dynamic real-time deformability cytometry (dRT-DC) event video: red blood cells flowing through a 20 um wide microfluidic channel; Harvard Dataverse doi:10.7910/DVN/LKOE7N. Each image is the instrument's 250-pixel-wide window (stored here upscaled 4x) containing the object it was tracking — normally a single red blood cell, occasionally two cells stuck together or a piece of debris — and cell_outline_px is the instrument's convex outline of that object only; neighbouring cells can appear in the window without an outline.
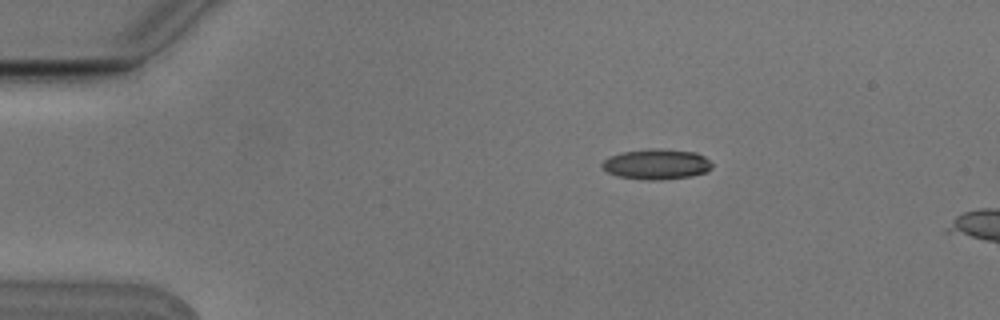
{"species": "Egyptian fruit bat (a non-hibernating species)", "species_latin": "Rousettus aegyptiacus", "temperature_condition": "cold", "stored_images_in_passage": 5, "camera_frame_rate_fps": 3000, "um_per_image_px": 0.085, "animal": {"sex": "male"}, "frame": {"image": 1, "passage_image": 4, "time_ms": 1.0, "image_size_px": [1000, 320], "cell_outline_px": [[712, 168], [708, 172], [692, 176], [660, 180], [644, 180], [616, 176], [608, 172], [600, 164], [604, 160], [620, 152], [648, 148], [660, 148], [696, 152], [704, 156], [712, 164]], "centroid_in_image_um": [55.82, 13.95], "position_along_channel_um": 29.2, "area_um2": 19.71}}